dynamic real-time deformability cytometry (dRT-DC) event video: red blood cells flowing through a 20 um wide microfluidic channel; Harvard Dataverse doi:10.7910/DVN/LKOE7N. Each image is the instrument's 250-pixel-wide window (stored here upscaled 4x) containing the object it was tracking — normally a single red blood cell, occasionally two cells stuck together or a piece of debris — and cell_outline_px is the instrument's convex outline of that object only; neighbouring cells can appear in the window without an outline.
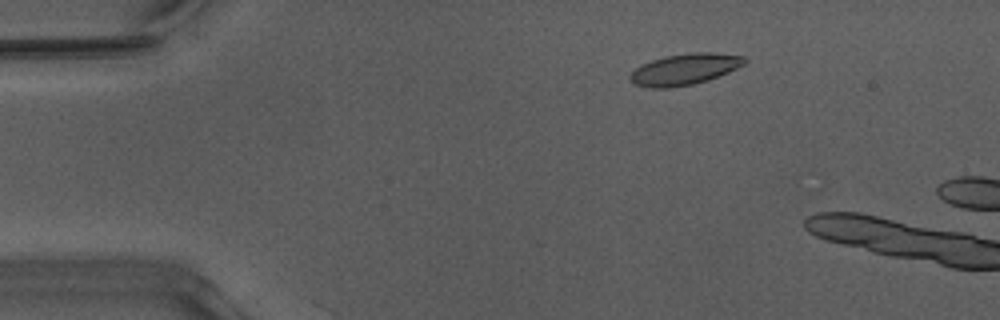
{"species": "Egyptian fruit bat (a non-hibernating species)", "species_latin": "Rousettus aegyptiacus", "temperature_condition": "warm", "stored_images_in_passage": 10, "camera_frame_rate_fps": 3000, "um_per_image_px": 0.085, "animal": {"sex": "male"}, "frame": {"image": 1, "passage_image": 9, "time_ms": 2.667, "image_size_px": [1000, 320], "cell_outline_px": [[748, 60], [744, 64], [728, 72], [708, 80], [692, 84], [668, 88], [652, 88], [636, 84], [628, 76], [636, 68], [652, 60], [664, 56], [696, 52], [712, 52], [744, 56]], "centroid_in_image_um": [58.22, 5.88], "position_along_channel_um": 26.8, "area_um2": 20.52}}